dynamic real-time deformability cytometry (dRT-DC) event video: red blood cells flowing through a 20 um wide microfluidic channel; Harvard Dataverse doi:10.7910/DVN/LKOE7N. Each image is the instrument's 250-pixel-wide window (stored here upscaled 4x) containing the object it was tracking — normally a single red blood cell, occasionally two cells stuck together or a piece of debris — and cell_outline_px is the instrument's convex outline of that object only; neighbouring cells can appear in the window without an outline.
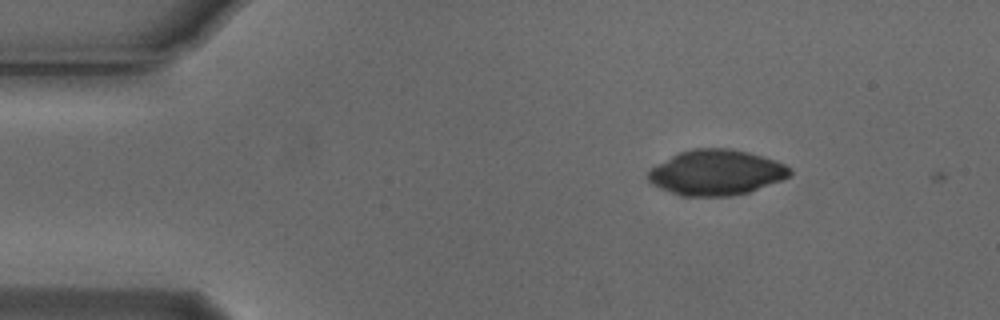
{"species": "Egyptian fruit bat (a non-hibernating species)", "species_latin": "Rousettus aegyptiacus", "temperature_condition": "cold", "stored_images_in_passage": 3, "camera_frame_rate_fps": 3000, "um_per_image_px": 0.085, "animal": {"sex": "male"}, "frame": {"image": 1, "passage_image": 1, "time_ms": 0.0, "image_size_px": [1000, 320], "cell_outline_px": [[792, 172], [788, 176], [780, 180], [748, 192], [732, 196], [680, 196], [660, 188], [652, 184], [648, 180], [648, 168], [680, 152], [692, 148], [732, 148], [764, 156], [784, 164], [792, 168]], "centroid_in_image_um": [60.85, 14.66], "position_along_channel_um": 24.2, "area_um2": 37.51}}